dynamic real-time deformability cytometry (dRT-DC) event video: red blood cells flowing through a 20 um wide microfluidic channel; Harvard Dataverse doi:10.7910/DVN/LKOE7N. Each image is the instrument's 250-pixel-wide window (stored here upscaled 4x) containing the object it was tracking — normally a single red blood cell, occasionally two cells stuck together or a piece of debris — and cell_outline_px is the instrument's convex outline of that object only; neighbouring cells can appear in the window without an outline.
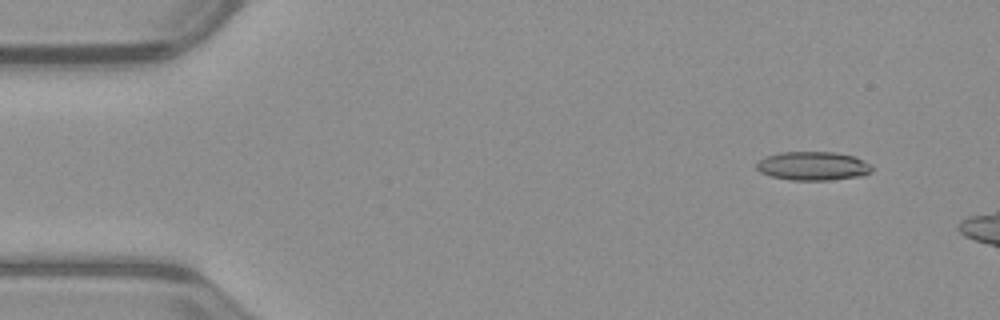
{"species": "common noctule bat (a hibernating species)", "species_latin": "Nyctalus noctula", "temperature_condition": "warm", "stored_images_in_passage": 15, "camera_frame_rate_fps": 3000, "um_per_image_px": 0.085, "animal": {"sex": "male", "body_mass_g": 23.1, "forearm_length_mm": 52.7}, "frame": {"image": 1, "passage_image": 5, "time_ms": 1.333, "image_size_px": [1000, 320], "cell_outline_px": [[876, 168], [872, 172], [860, 176], [828, 180], [792, 180], [772, 176], [760, 172], [756, 168], [756, 164], [764, 156], [780, 152], [832, 152], [856, 156], [872, 164]], "centroid_in_image_um": [69.15, 14.1], "position_along_channel_um": 15.8, "area_um2": 19.54}}